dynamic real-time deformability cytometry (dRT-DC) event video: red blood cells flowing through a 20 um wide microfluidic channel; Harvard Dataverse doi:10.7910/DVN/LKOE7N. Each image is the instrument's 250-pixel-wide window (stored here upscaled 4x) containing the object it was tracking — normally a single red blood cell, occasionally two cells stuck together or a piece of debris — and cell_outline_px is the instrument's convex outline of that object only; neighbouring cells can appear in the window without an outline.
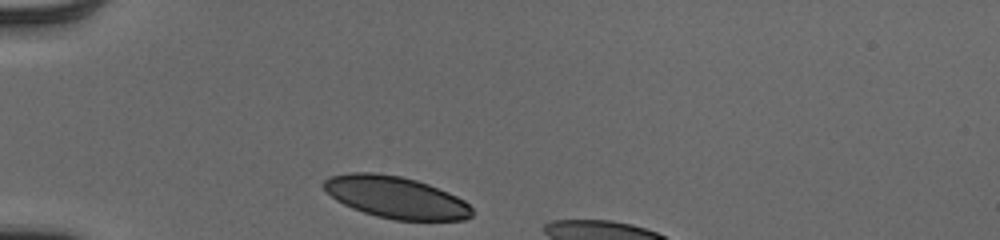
{"species": "human", "species_latin": "Homo sapiens", "temperature_condition": "cold", "stored_images_in_passage": 7, "camera_frame_rate_fps": 3000, "um_per_image_px": 0.085, "donor": {"sex": "male"}, "frame": {"image": 1, "passage_image": 1, "time_ms": 0.0, "image_size_px": [1000, 240], "cell_outline_px": [[472, 216], [464, 220], [396, 220], [376, 216], [352, 208], [336, 200], [320, 184], [328, 176], [348, 172], [376, 172], [400, 176], [416, 180], [428, 184], [448, 192], [464, 200], [472, 208]], "centroid_in_image_um": [33.62, 16.76], "position_along_channel_um": 51.4, "area_um2": 36.24}}
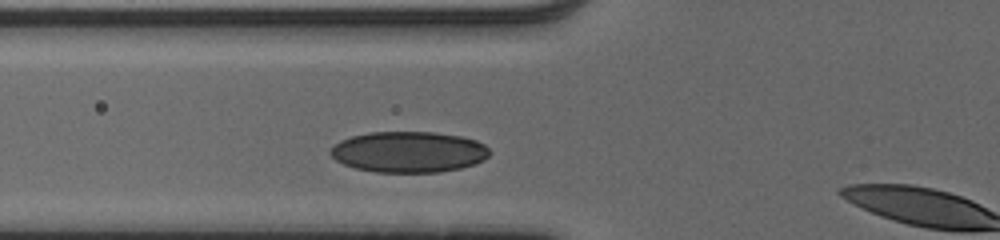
{"frame": {"image": 2, "passage_image": 6, "time_ms": 1.667, "image_size_px": [1000, 240], "cell_outline_px": [[488, 156], [484, 160], [476, 164], [460, 168], [440, 172], [376, 172], [356, 168], [344, 164], [336, 160], [328, 152], [340, 140], [352, 136], [372, 132], [432, 132], [460, 136], [476, 140], [484, 144], [488, 148]], "centroid_in_image_um": [34.75, 12.92], "position_along_channel_um": 91.1, "area_um2": 37.86}}